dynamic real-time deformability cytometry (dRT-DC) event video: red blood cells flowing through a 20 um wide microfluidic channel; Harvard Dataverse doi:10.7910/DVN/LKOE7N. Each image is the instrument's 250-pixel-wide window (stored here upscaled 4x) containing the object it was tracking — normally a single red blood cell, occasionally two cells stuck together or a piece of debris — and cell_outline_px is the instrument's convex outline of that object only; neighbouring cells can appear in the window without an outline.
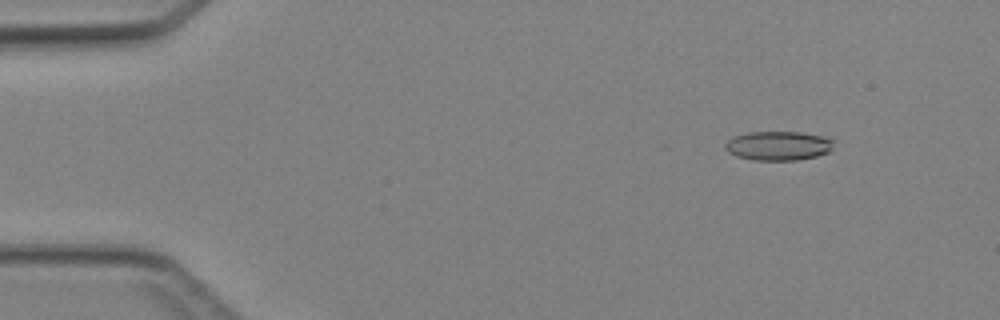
{"species": "Egyptian fruit bat (a non-hibernating species)", "species_latin": "Rousettus aegyptiacus", "temperature_condition": "cold", "stored_images_in_passage": 46, "camera_frame_rate_fps": 3000, "um_per_image_px": 0.085, "animal": {"sex": "female"}, "frame": {"image": 1, "passage_image": 6, "time_ms": 1.667, "image_size_px": [1000, 320], "cell_outline_px": [[832, 148], [828, 152], [816, 156], [796, 160], [752, 160], [736, 156], [728, 152], [724, 148], [724, 144], [732, 136], [748, 132], [800, 132], [820, 136], [832, 140]], "centroid_in_image_um": [66.08, 12.39], "position_along_channel_um": 18.9, "area_um2": 18.38}}
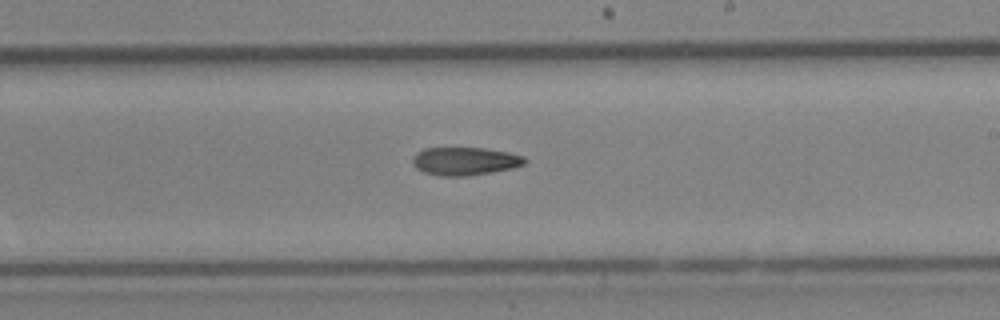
{"frame": {"image": 2, "passage_image": 28, "time_ms": 9.0, "image_size_px": [1000, 320], "cell_outline_px": [[528, 160], [524, 164], [512, 168], [492, 172], [468, 176], [440, 176], [424, 172], [416, 168], [412, 164], [412, 156], [416, 152], [424, 148], [484, 148], [508, 152], [524, 156]], "centroid_in_image_um": [39.5, 13.7], "position_along_channel_um": 249.5, "area_um2": 18.5}}
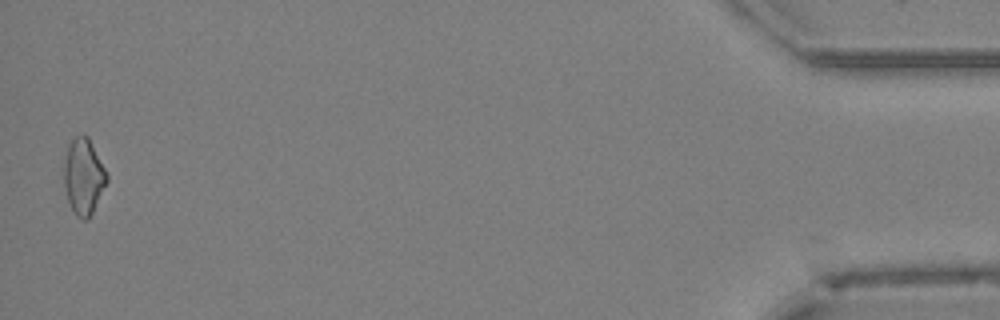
{"frame": {"image": 3, "passage_image": 46, "time_ms": 15.0, "image_size_px": [1000, 320], "cell_outline_px": [[108, 180], [88, 220], [80, 220], [76, 216], [68, 200], [64, 184], [64, 164], [68, 148], [72, 140], [76, 136], [88, 136], [108, 176]], "centroid_in_image_um": [7.1, 15.04], "position_along_channel_um": 428.1, "area_um2": 18.5}}